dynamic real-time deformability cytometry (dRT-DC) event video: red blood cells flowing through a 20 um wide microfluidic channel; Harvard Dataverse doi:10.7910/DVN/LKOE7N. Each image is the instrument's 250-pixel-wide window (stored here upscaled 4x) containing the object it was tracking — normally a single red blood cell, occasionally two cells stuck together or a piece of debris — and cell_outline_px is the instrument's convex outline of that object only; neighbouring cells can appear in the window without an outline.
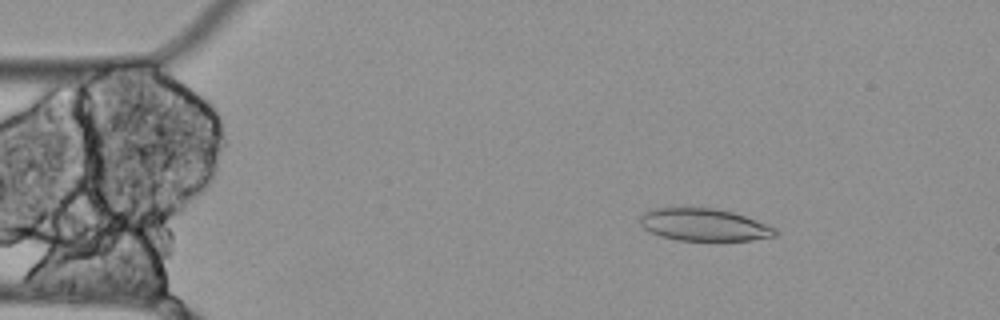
{"species": "Egyptian fruit bat (a non-hibernating species)", "species_latin": "Rousettus aegyptiacus", "temperature_condition": "cold", "stored_images_in_passage": 30, "camera_frame_rate_fps": 3000, "um_per_image_px": 0.085, "animal": {"sex": "female"}, "frame": {"image": 1, "passage_image": 8, "time_ms": 2.333, "image_size_px": [1000, 320], "cell_outline_px": [[780, 232], [776, 236], [752, 240], [676, 240], [660, 236], [644, 228], [640, 224], [640, 216], [644, 212], [652, 208], [716, 208], [732, 212], [768, 224], [776, 228]], "centroid_in_image_um": [59.87, 19.11], "position_along_channel_um": 25.1, "area_um2": 25.49}}
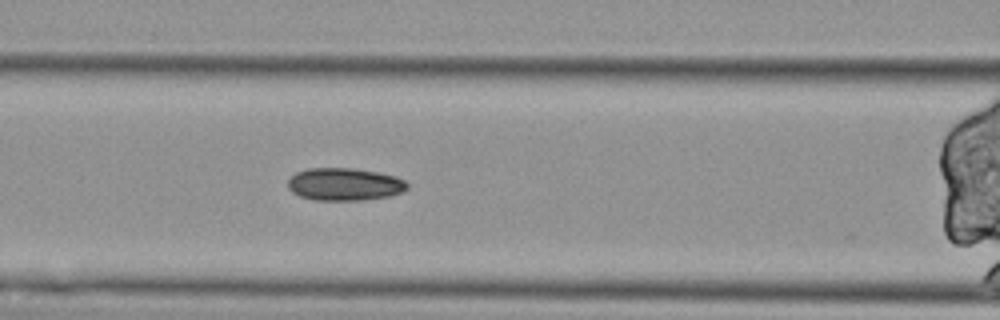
{"frame": {"image": 2, "passage_image": 22, "time_ms": 7.0, "image_size_px": [1000, 320], "cell_outline_px": [[408, 188], [404, 192], [388, 196], [360, 200], [316, 200], [300, 196], [292, 192], [288, 188], [288, 180], [296, 172], [308, 168], [356, 168], [396, 176], [404, 180], [408, 184]], "centroid_in_image_um": [29.29, 15.66], "position_along_channel_um": 137.3, "area_um2": 22.72}}
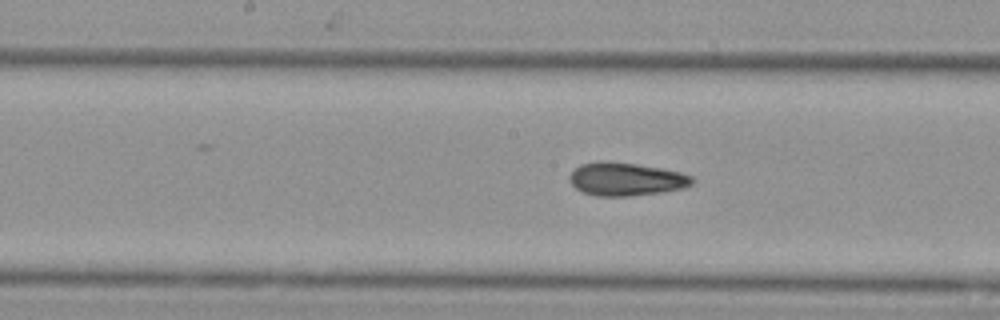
{"frame": {"image": 3, "passage_image": 27, "time_ms": 8.667, "image_size_px": [1000, 320], "cell_outline_px": [[696, 180], [692, 184], [684, 188], [660, 192], [628, 196], [596, 196], [584, 192], [576, 188], [572, 184], [568, 176], [580, 164], [600, 160], [604, 160], [636, 164], [660, 168], [680, 172], [692, 176]], "centroid_in_image_um": [53.21, 15.22], "position_along_channel_um": 195.0, "area_um2": 23.7}}